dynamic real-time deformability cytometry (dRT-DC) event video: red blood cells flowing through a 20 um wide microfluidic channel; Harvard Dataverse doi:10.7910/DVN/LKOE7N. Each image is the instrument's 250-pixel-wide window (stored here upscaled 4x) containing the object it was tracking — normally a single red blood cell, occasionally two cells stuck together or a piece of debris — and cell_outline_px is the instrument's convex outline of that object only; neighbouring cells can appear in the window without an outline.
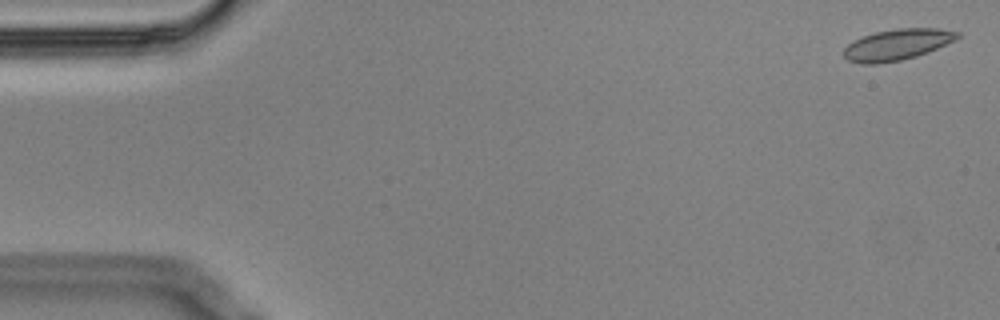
{"species": "Egyptian fruit bat (a non-hibernating species)", "species_latin": "Rousettus aegyptiacus", "temperature_condition": "cold", "stored_images_in_passage": 58, "segment_of_instrument_passage": [1, 2], "camera_frame_rate_fps": 3000, "um_per_image_px": 0.085, "animal": {"sex": "male"}, "frame": {"image": 1, "passage_image": 2, "time_ms": 0.333, "image_size_px": [1000, 320], "cell_outline_px": [[960, 36], [956, 40], [928, 52], [916, 56], [900, 60], [876, 64], [860, 64], [848, 60], [844, 56], [844, 48], [852, 40], [876, 32], [896, 28], [936, 28], [960, 32]], "centroid_in_image_um": [76.26, 3.79], "position_along_channel_um": 8.7, "area_um2": 20.58}}
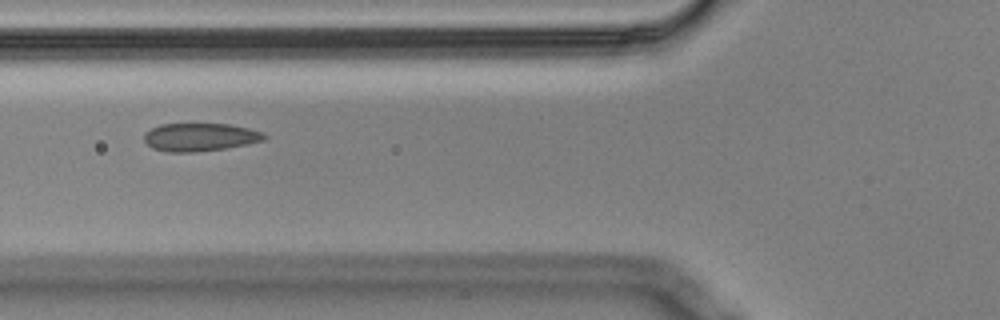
{"frame": {"image": 2, "passage_image": 22, "time_ms": 7.0, "image_size_px": [1000, 320], "cell_outline_px": [[268, 136], [264, 140], [224, 148], [192, 152], [168, 152], [152, 148], [144, 140], [144, 132], [160, 124], [228, 124], [248, 128], [264, 132]], "centroid_in_image_um": [16.98, 11.65], "position_along_channel_um": 108.8, "area_um2": 19.48}}
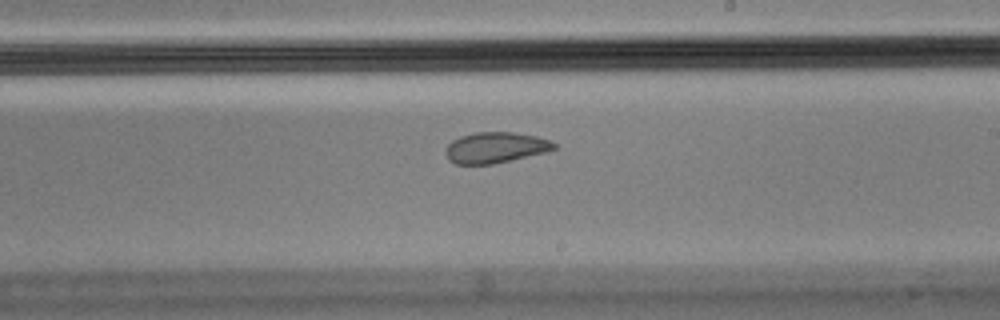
{"frame": {"image": 3, "passage_image": 34, "time_ms": 11.0, "image_size_px": [1000, 320], "cell_outline_px": [[560, 148], [548, 152], [492, 164], [456, 164], [448, 160], [444, 152], [448, 144], [452, 140], [460, 136], [476, 132], [512, 132], [536, 136], [548, 140], [556, 144]], "centroid_in_image_um": [42.12, 12.55], "position_along_channel_um": 246.9, "area_um2": 19.65}}